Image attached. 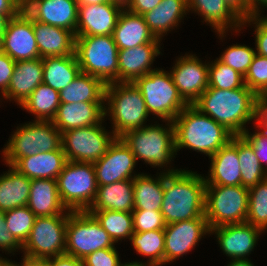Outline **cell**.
<instances>
[{
	"mask_svg": "<svg viewBox=\"0 0 267 266\" xmlns=\"http://www.w3.org/2000/svg\"><path fill=\"white\" fill-rule=\"evenodd\" d=\"M249 6H250V17L259 16L261 15L260 9H263V7L267 8V0H249Z\"/></svg>",
	"mask_w": 267,
	"mask_h": 266,
	"instance_id": "57",
	"label": "cell"
},
{
	"mask_svg": "<svg viewBox=\"0 0 267 266\" xmlns=\"http://www.w3.org/2000/svg\"><path fill=\"white\" fill-rule=\"evenodd\" d=\"M260 17L261 16L259 15L244 19L242 29L247 24H255V51L257 54L267 57V16Z\"/></svg>",
	"mask_w": 267,
	"mask_h": 266,
	"instance_id": "48",
	"label": "cell"
},
{
	"mask_svg": "<svg viewBox=\"0 0 267 266\" xmlns=\"http://www.w3.org/2000/svg\"><path fill=\"white\" fill-rule=\"evenodd\" d=\"M163 122H167L168 127L159 123L145 125L120 137L130 148L136 161L144 160L151 167L160 168L171 164L176 155L174 124L170 121Z\"/></svg>",
	"mask_w": 267,
	"mask_h": 266,
	"instance_id": "5",
	"label": "cell"
},
{
	"mask_svg": "<svg viewBox=\"0 0 267 266\" xmlns=\"http://www.w3.org/2000/svg\"><path fill=\"white\" fill-rule=\"evenodd\" d=\"M123 9L112 2L78 6L75 36L112 35Z\"/></svg>",
	"mask_w": 267,
	"mask_h": 266,
	"instance_id": "19",
	"label": "cell"
},
{
	"mask_svg": "<svg viewBox=\"0 0 267 266\" xmlns=\"http://www.w3.org/2000/svg\"><path fill=\"white\" fill-rule=\"evenodd\" d=\"M227 266H254V264L249 259H235L231 260Z\"/></svg>",
	"mask_w": 267,
	"mask_h": 266,
	"instance_id": "59",
	"label": "cell"
},
{
	"mask_svg": "<svg viewBox=\"0 0 267 266\" xmlns=\"http://www.w3.org/2000/svg\"><path fill=\"white\" fill-rule=\"evenodd\" d=\"M237 153L243 187H253L267 177V172L260 165L253 147L242 135H237Z\"/></svg>",
	"mask_w": 267,
	"mask_h": 266,
	"instance_id": "37",
	"label": "cell"
},
{
	"mask_svg": "<svg viewBox=\"0 0 267 266\" xmlns=\"http://www.w3.org/2000/svg\"><path fill=\"white\" fill-rule=\"evenodd\" d=\"M162 0H131L127 10L131 13L142 15L147 11L153 10Z\"/></svg>",
	"mask_w": 267,
	"mask_h": 266,
	"instance_id": "52",
	"label": "cell"
},
{
	"mask_svg": "<svg viewBox=\"0 0 267 266\" xmlns=\"http://www.w3.org/2000/svg\"><path fill=\"white\" fill-rule=\"evenodd\" d=\"M132 215L135 233L165 229L166 224L161 211L134 210Z\"/></svg>",
	"mask_w": 267,
	"mask_h": 266,
	"instance_id": "45",
	"label": "cell"
},
{
	"mask_svg": "<svg viewBox=\"0 0 267 266\" xmlns=\"http://www.w3.org/2000/svg\"><path fill=\"white\" fill-rule=\"evenodd\" d=\"M134 211L133 179L98 186L96 198L88 211Z\"/></svg>",
	"mask_w": 267,
	"mask_h": 266,
	"instance_id": "31",
	"label": "cell"
},
{
	"mask_svg": "<svg viewBox=\"0 0 267 266\" xmlns=\"http://www.w3.org/2000/svg\"><path fill=\"white\" fill-rule=\"evenodd\" d=\"M120 266H153L149 263H142V261L138 262V261H132V262H126V263H121Z\"/></svg>",
	"mask_w": 267,
	"mask_h": 266,
	"instance_id": "61",
	"label": "cell"
},
{
	"mask_svg": "<svg viewBox=\"0 0 267 266\" xmlns=\"http://www.w3.org/2000/svg\"><path fill=\"white\" fill-rule=\"evenodd\" d=\"M56 180L60 199L67 210H89L98 189L93 163L67 161Z\"/></svg>",
	"mask_w": 267,
	"mask_h": 266,
	"instance_id": "9",
	"label": "cell"
},
{
	"mask_svg": "<svg viewBox=\"0 0 267 266\" xmlns=\"http://www.w3.org/2000/svg\"><path fill=\"white\" fill-rule=\"evenodd\" d=\"M224 1L242 20L250 18L249 0H224Z\"/></svg>",
	"mask_w": 267,
	"mask_h": 266,
	"instance_id": "53",
	"label": "cell"
},
{
	"mask_svg": "<svg viewBox=\"0 0 267 266\" xmlns=\"http://www.w3.org/2000/svg\"><path fill=\"white\" fill-rule=\"evenodd\" d=\"M23 9L38 22L76 34L78 5L75 0H29Z\"/></svg>",
	"mask_w": 267,
	"mask_h": 266,
	"instance_id": "20",
	"label": "cell"
},
{
	"mask_svg": "<svg viewBox=\"0 0 267 266\" xmlns=\"http://www.w3.org/2000/svg\"><path fill=\"white\" fill-rule=\"evenodd\" d=\"M244 83L257 96H267V57L255 54Z\"/></svg>",
	"mask_w": 267,
	"mask_h": 266,
	"instance_id": "44",
	"label": "cell"
},
{
	"mask_svg": "<svg viewBox=\"0 0 267 266\" xmlns=\"http://www.w3.org/2000/svg\"><path fill=\"white\" fill-rule=\"evenodd\" d=\"M249 188L242 185H206L205 217L209 228L247 220Z\"/></svg>",
	"mask_w": 267,
	"mask_h": 266,
	"instance_id": "10",
	"label": "cell"
},
{
	"mask_svg": "<svg viewBox=\"0 0 267 266\" xmlns=\"http://www.w3.org/2000/svg\"><path fill=\"white\" fill-rule=\"evenodd\" d=\"M68 216L36 217L29 236L22 245L23 256L49 259L65 254Z\"/></svg>",
	"mask_w": 267,
	"mask_h": 266,
	"instance_id": "12",
	"label": "cell"
},
{
	"mask_svg": "<svg viewBox=\"0 0 267 266\" xmlns=\"http://www.w3.org/2000/svg\"><path fill=\"white\" fill-rule=\"evenodd\" d=\"M41 83H43L42 58L16 61L10 84L2 99L14 100L21 106Z\"/></svg>",
	"mask_w": 267,
	"mask_h": 266,
	"instance_id": "25",
	"label": "cell"
},
{
	"mask_svg": "<svg viewBox=\"0 0 267 266\" xmlns=\"http://www.w3.org/2000/svg\"><path fill=\"white\" fill-rule=\"evenodd\" d=\"M164 233V265L193 250L204 235H211L206 217L167 224Z\"/></svg>",
	"mask_w": 267,
	"mask_h": 266,
	"instance_id": "15",
	"label": "cell"
},
{
	"mask_svg": "<svg viewBox=\"0 0 267 266\" xmlns=\"http://www.w3.org/2000/svg\"><path fill=\"white\" fill-rule=\"evenodd\" d=\"M208 177L205 176L206 185H241L240 162L237 153V136L222 146L211 157Z\"/></svg>",
	"mask_w": 267,
	"mask_h": 266,
	"instance_id": "23",
	"label": "cell"
},
{
	"mask_svg": "<svg viewBox=\"0 0 267 266\" xmlns=\"http://www.w3.org/2000/svg\"><path fill=\"white\" fill-rule=\"evenodd\" d=\"M110 2L122 6L124 9L130 4L131 0H110Z\"/></svg>",
	"mask_w": 267,
	"mask_h": 266,
	"instance_id": "62",
	"label": "cell"
},
{
	"mask_svg": "<svg viewBox=\"0 0 267 266\" xmlns=\"http://www.w3.org/2000/svg\"><path fill=\"white\" fill-rule=\"evenodd\" d=\"M0 266H17L15 263H13L10 260L6 259H0Z\"/></svg>",
	"mask_w": 267,
	"mask_h": 266,
	"instance_id": "63",
	"label": "cell"
},
{
	"mask_svg": "<svg viewBox=\"0 0 267 266\" xmlns=\"http://www.w3.org/2000/svg\"><path fill=\"white\" fill-rule=\"evenodd\" d=\"M204 175L168 168L164 172V194L161 213L165 224L205 217Z\"/></svg>",
	"mask_w": 267,
	"mask_h": 266,
	"instance_id": "1",
	"label": "cell"
},
{
	"mask_svg": "<svg viewBox=\"0 0 267 266\" xmlns=\"http://www.w3.org/2000/svg\"><path fill=\"white\" fill-rule=\"evenodd\" d=\"M255 54V49L249 46L233 44L226 48L217 59L245 77Z\"/></svg>",
	"mask_w": 267,
	"mask_h": 266,
	"instance_id": "43",
	"label": "cell"
},
{
	"mask_svg": "<svg viewBox=\"0 0 267 266\" xmlns=\"http://www.w3.org/2000/svg\"><path fill=\"white\" fill-rule=\"evenodd\" d=\"M105 103H60L53 124L61 133L104 122Z\"/></svg>",
	"mask_w": 267,
	"mask_h": 266,
	"instance_id": "24",
	"label": "cell"
},
{
	"mask_svg": "<svg viewBox=\"0 0 267 266\" xmlns=\"http://www.w3.org/2000/svg\"><path fill=\"white\" fill-rule=\"evenodd\" d=\"M160 46V43H147L118 50V82L134 83L141 76L156 70L151 66L161 54Z\"/></svg>",
	"mask_w": 267,
	"mask_h": 266,
	"instance_id": "21",
	"label": "cell"
},
{
	"mask_svg": "<svg viewBox=\"0 0 267 266\" xmlns=\"http://www.w3.org/2000/svg\"><path fill=\"white\" fill-rule=\"evenodd\" d=\"M118 49H130L147 43H161L150 31L142 15L123 9L112 34Z\"/></svg>",
	"mask_w": 267,
	"mask_h": 266,
	"instance_id": "26",
	"label": "cell"
},
{
	"mask_svg": "<svg viewBox=\"0 0 267 266\" xmlns=\"http://www.w3.org/2000/svg\"><path fill=\"white\" fill-rule=\"evenodd\" d=\"M9 17L5 14L0 13V51L2 50L3 34L6 30Z\"/></svg>",
	"mask_w": 267,
	"mask_h": 266,
	"instance_id": "58",
	"label": "cell"
},
{
	"mask_svg": "<svg viewBox=\"0 0 267 266\" xmlns=\"http://www.w3.org/2000/svg\"><path fill=\"white\" fill-rule=\"evenodd\" d=\"M245 85L244 76L223 64L217 58L209 63L208 87L222 90L241 88Z\"/></svg>",
	"mask_w": 267,
	"mask_h": 266,
	"instance_id": "41",
	"label": "cell"
},
{
	"mask_svg": "<svg viewBox=\"0 0 267 266\" xmlns=\"http://www.w3.org/2000/svg\"><path fill=\"white\" fill-rule=\"evenodd\" d=\"M9 170L0 175V211L6 212L27 206L31 179L10 165Z\"/></svg>",
	"mask_w": 267,
	"mask_h": 266,
	"instance_id": "32",
	"label": "cell"
},
{
	"mask_svg": "<svg viewBox=\"0 0 267 266\" xmlns=\"http://www.w3.org/2000/svg\"><path fill=\"white\" fill-rule=\"evenodd\" d=\"M62 147V133L52 121L34 120L13 132L2 150L5 164L12 166L18 159Z\"/></svg>",
	"mask_w": 267,
	"mask_h": 266,
	"instance_id": "6",
	"label": "cell"
},
{
	"mask_svg": "<svg viewBox=\"0 0 267 266\" xmlns=\"http://www.w3.org/2000/svg\"><path fill=\"white\" fill-rule=\"evenodd\" d=\"M115 247L114 241L88 211L71 212L67 220L65 254L82 260L93 251Z\"/></svg>",
	"mask_w": 267,
	"mask_h": 266,
	"instance_id": "11",
	"label": "cell"
},
{
	"mask_svg": "<svg viewBox=\"0 0 267 266\" xmlns=\"http://www.w3.org/2000/svg\"><path fill=\"white\" fill-rule=\"evenodd\" d=\"M247 223L267 229V177L257 185L249 188Z\"/></svg>",
	"mask_w": 267,
	"mask_h": 266,
	"instance_id": "40",
	"label": "cell"
},
{
	"mask_svg": "<svg viewBox=\"0 0 267 266\" xmlns=\"http://www.w3.org/2000/svg\"><path fill=\"white\" fill-rule=\"evenodd\" d=\"M187 2L188 13L193 11L202 16V20L215 30L220 39L226 37L228 29L241 31L243 20L224 0H187Z\"/></svg>",
	"mask_w": 267,
	"mask_h": 266,
	"instance_id": "22",
	"label": "cell"
},
{
	"mask_svg": "<svg viewBox=\"0 0 267 266\" xmlns=\"http://www.w3.org/2000/svg\"><path fill=\"white\" fill-rule=\"evenodd\" d=\"M109 234L114 243L129 239L134 233L133 215L131 212L99 210L88 211Z\"/></svg>",
	"mask_w": 267,
	"mask_h": 266,
	"instance_id": "38",
	"label": "cell"
},
{
	"mask_svg": "<svg viewBox=\"0 0 267 266\" xmlns=\"http://www.w3.org/2000/svg\"><path fill=\"white\" fill-rule=\"evenodd\" d=\"M2 52L15 62L40 58L33 29V18L23 9L10 18L3 34Z\"/></svg>",
	"mask_w": 267,
	"mask_h": 266,
	"instance_id": "16",
	"label": "cell"
},
{
	"mask_svg": "<svg viewBox=\"0 0 267 266\" xmlns=\"http://www.w3.org/2000/svg\"><path fill=\"white\" fill-rule=\"evenodd\" d=\"M256 98L245 85L231 90L208 87L193 105L237 136L254 120Z\"/></svg>",
	"mask_w": 267,
	"mask_h": 266,
	"instance_id": "2",
	"label": "cell"
},
{
	"mask_svg": "<svg viewBox=\"0 0 267 266\" xmlns=\"http://www.w3.org/2000/svg\"><path fill=\"white\" fill-rule=\"evenodd\" d=\"M9 232L23 245L34 225L36 215L27 207H18L4 212Z\"/></svg>",
	"mask_w": 267,
	"mask_h": 266,
	"instance_id": "42",
	"label": "cell"
},
{
	"mask_svg": "<svg viewBox=\"0 0 267 266\" xmlns=\"http://www.w3.org/2000/svg\"><path fill=\"white\" fill-rule=\"evenodd\" d=\"M255 128L257 132L255 131L254 133H251L247 129L242 134V136L251 144L255 152V155L259 160L260 165L267 172V132L260 128L257 127Z\"/></svg>",
	"mask_w": 267,
	"mask_h": 266,
	"instance_id": "47",
	"label": "cell"
},
{
	"mask_svg": "<svg viewBox=\"0 0 267 266\" xmlns=\"http://www.w3.org/2000/svg\"><path fill=\"white\" fill-rule=\"evenodd\" d=\"M48 266H83L82 260L74 256L62 254L48 259Z\"/></svg>",
	"mask_w": 267,
	"mask_h": 266,
	"instance_id": "55",
	"label": "cell"
},
{
	"mask_svg": "<svg viewBox=\"0 0 267 266\" xmlns=\"http://www.w3.org/2000/svg\"><path fill=\"white\" fill-rule=\"evenodd\" d=\"M15 61L6 53L0 51V94L7 91L14 72Z\"/></svg>",
	"mask_w": 267,
	"mask_h": 266,
	"instance_id": "50",
	"label": "cell"
},
{
	"mask_svg": "<svg viewBox=\"0 0 267 266\" xmlns=\"http://www.w3.org/2000/svg\"><path fill=\"white\" fill-rule=\"evenodd\" d=\"M157 178L141 173L133 179L134 210L160 211L164 194V172Z\"/></svg>",
	"mask_w": 267,
	"mask_h": 266,
	"instance_id": "35",
	"label": "cell"
},
{
	"mask_svg": "<svg viewBox=\"0 0 267 266\" xmlns=\"http://www.w3.org/2000/svg\"><path fill=\"white\" fill-rule=\"evenodd\" d=\"M80 72L76 54L43 58V83L59 92L66 88Z\"/></svg>",
	"mask_w": 267,
	"mask_h": 266,
	"instance_id": "34",
	"label": "cell"
},
{
	"mask_svg": "<svg viewBox=\"0 0 267 266\" xmlns=\"http://www.w3.org/2000/svg\"><path fill=\"white\" fill-rule=\"evenodd\" d=\"M75 54L81 72L105 84L118 82V47L112 35L75 36Z\"/></svg>",
	"mask_w": 267,
	"mask_h": 266,
	"instance_id": "7",
	"label": "cell"
},
{
	"mask_svg": "<svg viewBox=\"0 0 267 266\" xmlns=\"http://www.w3.org/2000/svg\"><path fill=\"white\" fill-rule=\"evenodd\" d=\"M104 102H107L104 106L105 118L107 115L111 117L112 131L117 138L145 126L149 114L141 91L135 83L106 84Z\"/></svg>",
	"mask_w": 267,
	"mask_h": 266,
	"instance_id": "4",
	"label": "cell"
},
{
	"mask_svg": "<svg viewBox=\"0 0 267 266\" xmlns=\"http://www.w3.org/2000/svg\"><path fill=\"white\" fill-rule=\"evenodd\" d=\"M102 123L70 129L62 133V149L67 161L95 163L105 155L116 139Z\"/></svg>",
	"mask_w": 267,
	"mask_h": 266,
	"instance_id": "13",
	"label": "cell"
},
{
	"mask_svg": "<svg viewBox=\"0 0 267 266\" xmlns=\"http://www.w3.org/2000/svg\"><path fill=\"white\" fill-rule=\"evenodd\" d=\"M22 257L23 260H21L20 264L15 262L17 266H48V259H36L27 256Z\"/></svg>",
	"mask_w": 267,
	"mask_h": 266,
	"instance_id": "56",
	"label": "cell"
},
{
	"mask_svg": "<svg viewBox=\"0 0 267 266\" xmlns=\"http://www.w3.org/2000/svg\"><path fill=\"white\" fill-rule=\"evenodd\" d=\"M60 105V92L52 87L39 84L25 102L22 109L36 116L35 120L52 121Z\"/></svg>",
	"mask_w": 267,
	"mask_h": 266,
	"instance_id": "36",
	"label": "cell"
},
{
	"mask_svg": "<svg viewBox=\"0 0 267 266\" xmlns=\"http://www.w3.org/2000/svg\"><path fill=\"white\" fill-rule=\"evenodd\" d=\"M173 124L176 154L182 148H189L211 157L234 136L194 105H187Z\"/></svg>",
	"mask_w": 267,
	"mask_h": 266,
	"instance_id": "3",
	"label": "cell"
},
{
	"mask_svg": "<svg viewBox=\"0 0 267 266\" xmlns=\"http://www.w3.org/2000/svg\"><path fill=\"white\" fill-rule=\"evenodd\" d=\"M136 158L121 138H116L107 152L93 163L98 186L112 184L120 180L134 179ZM134 173V175H133Z\"/></svg>",
	"mask_w": 267,
	"mask_h": 266,
	"instance_id": "17",
	"label": "cell"
},
{
	"mask_svg": "<svg viewBox=\"0 0 267 266\" xmlns=\"http://www.w3.org/2000/svg\"><path fill=\"white\" fill-rule=\"evenodd\" d=\"M218 245L231 260L248 259L263 231L247 222L226 224L210 229Z\"/></svg>",
	"mask_w": 267,
	"mask_h": 266,
	"instance_id": "18",
	"label": "cell"
},
{
	"mask_svg": "<svg viewBox=\"0 0 267 266\" xmlns=\"http://www.w3.org/2000/svg\"><path fill=\"white\" fill-rule=\"evenodd\" d=\"M106 84L99 78L80 72L60 91V103H105Z\"/></svg>",
	"mask_w": 267,
	"mask_h": 266,
	"instance_id": "33",
	"label": "cell"
},
{
	"mask_svg": "<svg viewBox=\"0 0 267 266\" xmlns=\"http://www.w3.org/2000/svg\"><path fill=\"white\" fill-rule=\"evenodd\" d=\"M130 241L136 253L148 257L147 263L153 266L164 265V230L134 232L130 237Z\"/></svg>",
	"mask_w": 267,
	"mask_h": 266,
	"instance_id": "39",
	"label": "cell"
},
{
	"mask_svg": "<svg viewBox=\"0 0 267 266\" xmlns=\"http://www.w3.org/2000/svg\"><path fill=\"white\" fill-rule=\"evenodd\" d=\"M78 6L91 5V4H102L110 2V0H75Z\"/></svg>",
	"mask_w": 267,
	"mask_h": 266,
	"instance_id": "60",
	"label": "cell"
},
{
	"mask_svg": "<svg viewBox=\"0 0 267 266\" xmlns=\"http://www.w3.org/2000/svg\"><path fill=\"white\" fill-rule=\"evenodd\" d=\"M0 249L13 255L14 252L22 250V245L9 232L3 211H0Z\"/></svg>",
	"mask_w": 267,
	"mask_h": 266,
	"instance_id": "49",
	"label": "cell"
},
{
	"mask_svg": "<svg viewBox=\"0 0 267 266\" xmlns=\"http://www.w3.org/2000/svg\"><path fill=\"white\" fill-rule=\"evenodd\" d=\"M27 207L36 217L69 215L72 211L63 205L54 179L31 180Z\"/></svg>",
	"mask_w": 267,
	"mask_h": 266,
	"instance_id": "29",
	"label": "cell"
},
{
	"mask_svg": "<svg viewBox=\"0 0 267 266\" xmlns=\"http://www.w3.org/2000/svg\"><path fill=\"white\" fill-rule=\"evenodd\" d=\"M187 12V0H162L158 6L142 16L155 37L162 39L164 34L179 26Z\"/></svg>",
	"mask_w": 267,
	"mask_h": 266,
	"instance_id": "30",
	"label": "cell"
},
{
	"mask_svg": "<svg viewBox=\"0 0 267 266\" xmlns=\"http://www.w3.org/2000/svg\"><path fill=\"white\" fill-rule=\"evenodd\" d=\"M23 6L29 1V0H18Z\"/></svg>",
	"mask_w": 267,
	"mask_h": 266,
	"instance_id": "64",
	"label": "cell"
},
{
	"mask_svg": "<svg viewBox=\"0 0 267 266\" xmlns=\"http://www.w3.org/2000/svg\"><path fill=\"white\" fill-rule=\"evenodd\" d=\"M170 70L179 94L188 105H193L208 88L209 62L202 63L194 54H185L175 61Z\"/></svg>",
	"mask_w": 267,
	"mask_h": 266,
	"instance_id": "14",
	"label": "cell"
},
{
	"mask_svg": "<svg viewBox=\"0 0 267 266\" xmlns=\"http://www.w3.org/2000/svg\"><path fill=\"white\" fill-rule=\"evenodd\" d=\"M67 159L62 149L39 152L36 155L18 159L12 167L29 179H54L64 168Z\"/></svg>",
	"mask_w": 267,
	"mask_h": 266,
	"instance_id": "28",
	"label": "cell"
},
{
	"mask_svg": "<svg viewBox=\"0 0 267 266\" xmlns=\"http://www.w3.org/2000/svg\"><path fill=\"white\" fill-rule=\"evenodd\" d=\"M33 29L40 58L75 54V34L63 28L33 19Z\"/></svg>",
	"mask_w": 267,
	"mask_h": 266,
	"instance_id": "27",
	"label": "cell"
},
{
	"mask_svg": "<svg viewBox=\"0 0 267 266\" xmlns=\"http://www.w3.org/2000/svg\"><path fill=\"white\" fill-rule=\"evenodd\" d=\"M254 125L267 132V96H257L255 100Z\"/></svg>",
	"mask_w": 267,
	"mask_h": 266,
	"instance_id": "51",
	"label": "cell"
},
{
	"mask_svg": "<svg viewBox=\"0 0 267 266\" xmlns=\"http://www.w3.org/2000/svg\"><path fill=\"white\" fill-rule=\"evenodd\" d=\"M83 266H120L116 247L99 249L82 259Z\"/></svg>",
	"mask_w": 267,
	"mask_h": 266,
	"instance_id": "46",
	"label": "cell"
},
{
	"mask_svg": "<svg viewBox=\"0 0 267 266\" xmlns=\"http://www.w3.org/2000/svg\"><path fill=\"white\" fill-rule=\"evenodd\" d=\"M23 10V5L18 0H0V13L9 18L17 16Z\"/></svg>",
	"mask_w": 267,
	"mask_h": 266,
	"instance_id": "54",
	"label": "cell"
},
{
	"mask_svg": "<svg viewBox=\"0 0 267 266\" xmlns=\"http://www.w3.org/2000/svg\"><path fill=\"white\" fill-rule=\"evenodd\" d=\"M145 101L148 114L162 121L173 120L188 105L178 92L170 72L158 69L141 76L135 82Z\"/></svg>",
	"mask_w": 267,
	"mask_h": 266,
	"instance_id": "8",
	"label": "cell"
}]
</instances>
